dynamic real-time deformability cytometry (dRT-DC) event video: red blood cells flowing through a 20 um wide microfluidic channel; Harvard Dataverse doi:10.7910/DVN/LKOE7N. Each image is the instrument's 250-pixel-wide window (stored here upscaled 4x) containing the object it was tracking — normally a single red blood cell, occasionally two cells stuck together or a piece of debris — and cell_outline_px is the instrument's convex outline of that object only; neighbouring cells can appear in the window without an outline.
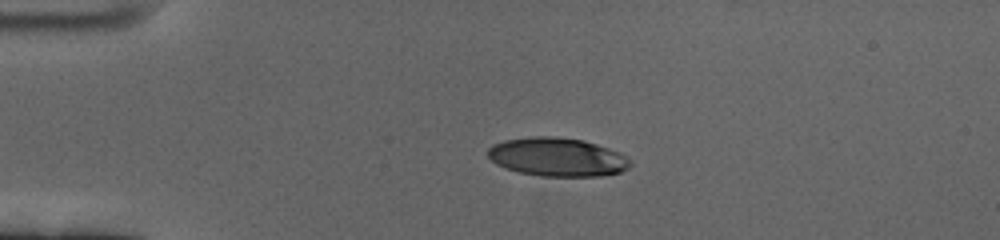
{"species": "human", "species_latin": "Homo sapiens", "temperature_condition": "cold", "stored_images_in_passage": 47, "camera_frame_rate_fps": 3000, "um_per_image_px": 0.085, "donor": {"sex": "female"}, "frame": {"image": 1, "passage_image": 1, "time_ms": 0.0, "image_size_px": [1000, 240], "cell_outline_px": [[632, 164], [628, 168], [620, 172], [600, 176], [540, 176], [520, 172], [496, 164], [488, 156], [488, 148], [492, 144], [504, 140], [532, 136], [556, 136], [584, 140], [620, 152], [632, 160]], "centroid_in_image_um": [47.39, 13.34], "position_along_channel_um": 37.6, "area_um2": 32.14}}
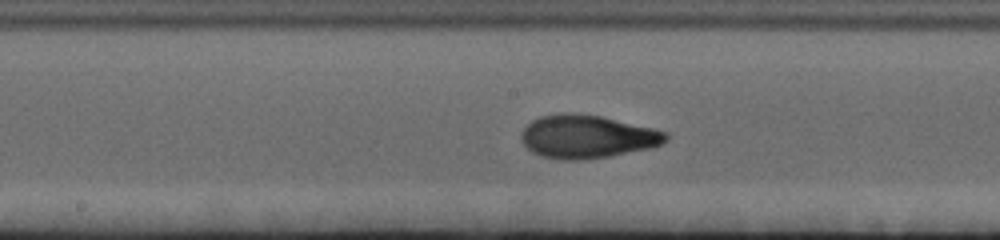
{"frame": {"image": 2, "passage_image": 19, "time_ms": 6.0, "image_size_px": [1000, 240], "cell_outline_px": [[668, 136], [660, 144], [648, 148], [608, 156], [580, 160], [564, 160], [540, 156], [532, 152], [524, 144], [520, 136], [524, 128], [532, 120], [540, 116], [564, 112], [572, 112], [600, 116], [652, 128], [668, 132]], "centroid_in_image_um": [49.85, 11.6], "position_along_channel_um": 198.3, "area_um2": 36.07}}
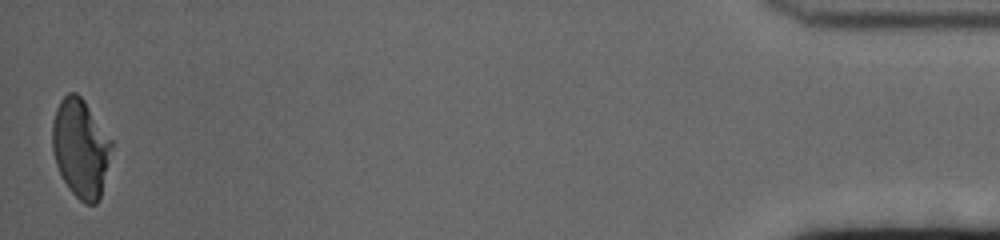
{"frame": {"image": 3, "passage_image": 47, "time_ms": 15.333, "image_size_px": [1000, 240], "cell_outline_px": [[112, 148], [100, 200], [96, 204], [84, 204], [68, 188], [56, 164], [52, 152], [52, 124], [56, 108], [60, 100], [68, 92], [76, 92], [84, 100], [112, 140]], "centroid_in_image_um": [6.85, 12.6], "position_along_channel_um": 428.4, "area_um2": 34.04}, "authors_computed_cell_mechanics": {"area_um2": 34.3332, "velocity_mm_per_s": 3.3717, "shape_relaxation_time_tau1_ms": 4.2256, "shape_relaxation_time_tau2_ms": 0.9333, "deformation_change_tau1": 0.199, "deformation_change_tau2": 0.0653}}